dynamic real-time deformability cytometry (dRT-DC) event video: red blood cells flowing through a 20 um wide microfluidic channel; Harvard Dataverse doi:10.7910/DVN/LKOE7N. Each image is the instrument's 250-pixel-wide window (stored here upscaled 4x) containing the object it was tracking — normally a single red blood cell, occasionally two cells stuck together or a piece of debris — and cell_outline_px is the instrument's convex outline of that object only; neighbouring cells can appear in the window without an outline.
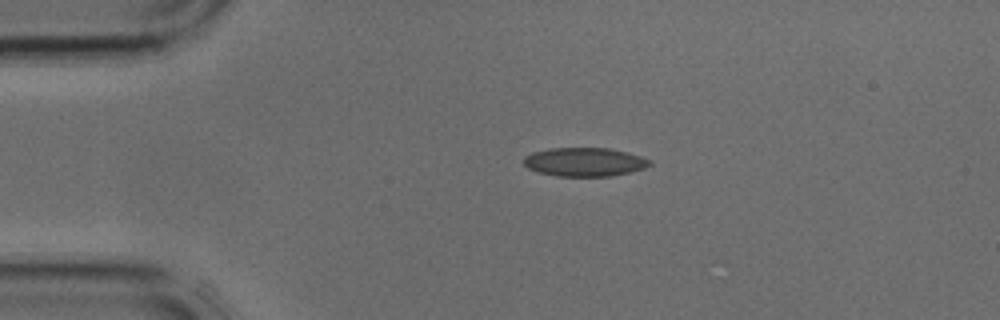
{"species": "common noctule bat (a hibernating species)", "species_latin": "Nyctalus noctula", "temperature_condition": "cold", "stored_images_in_passage": 2, "camera_frame_rate_fps": 3000, "um_per_image_px": 0.085, "animal": {"sex": "male", "body_mass_g": 17.9, "forearm_length_mm": 54.2}, "frame": {"image": 1, "passage_image": 1, "time_ms": 0.0, "image_size_px": [1000, 320], "cell_outline_px": [[652, 164], [644, 168], [628, 172], [608, 176], [556, 176], [540, 172], [528, 168], [524, 164], [524, 156], [532, 152], [552, 148], [608, 148], [640, 156], [652, 160]], "centroid_in_image_um": [49.67, 13.76], "position_along_channel_um": 35.3, "area_um2": 20.87}}